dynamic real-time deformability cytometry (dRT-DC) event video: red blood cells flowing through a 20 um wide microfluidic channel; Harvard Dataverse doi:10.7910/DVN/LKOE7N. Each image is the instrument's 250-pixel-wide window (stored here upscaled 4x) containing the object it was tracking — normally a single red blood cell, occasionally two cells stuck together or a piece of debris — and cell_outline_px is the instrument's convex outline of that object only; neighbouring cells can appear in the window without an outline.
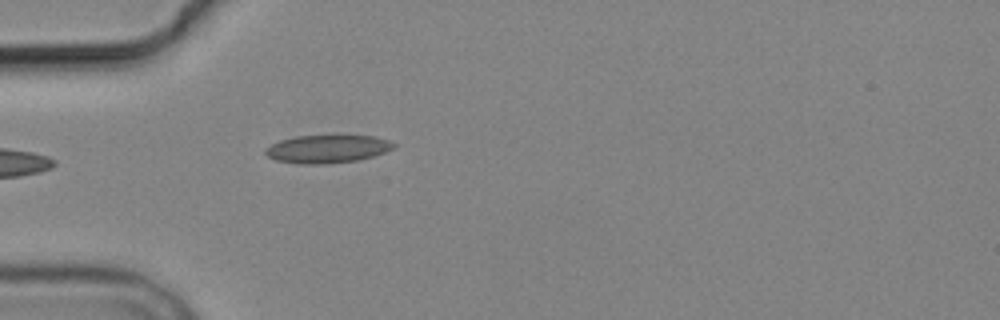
{"species": "common noctule bat (a hibernating species)", "species_latin": "Nyctalus noctula", "temperature_condition": "cold", "stored_images_in_passage": 2, "camera_frame_rate_fps": 3000, "um_per_image_px": 0.085, "animal": {"sex": "male", "body_mass_g": 19.2, "forearm_length_mm": 51.8}, "frame": {"image": 1, "passage_image": 2, "time_ms": 1.0, "image_size_px": [1000, 320], "cell_outline_px": [[396, 144], [392, 148], [384, 152], [372, 156], [356, 160], [324, 164], [300, 164], [276, 160], [268, 156], [264, 152], [264, 148], [280, 140], [296, 136], [376, 136], [388, 140]], "centroid_in_image_um": [27.78, 12.66], "position_along_channel_um": 57.2, "area_um2": 20.69}}